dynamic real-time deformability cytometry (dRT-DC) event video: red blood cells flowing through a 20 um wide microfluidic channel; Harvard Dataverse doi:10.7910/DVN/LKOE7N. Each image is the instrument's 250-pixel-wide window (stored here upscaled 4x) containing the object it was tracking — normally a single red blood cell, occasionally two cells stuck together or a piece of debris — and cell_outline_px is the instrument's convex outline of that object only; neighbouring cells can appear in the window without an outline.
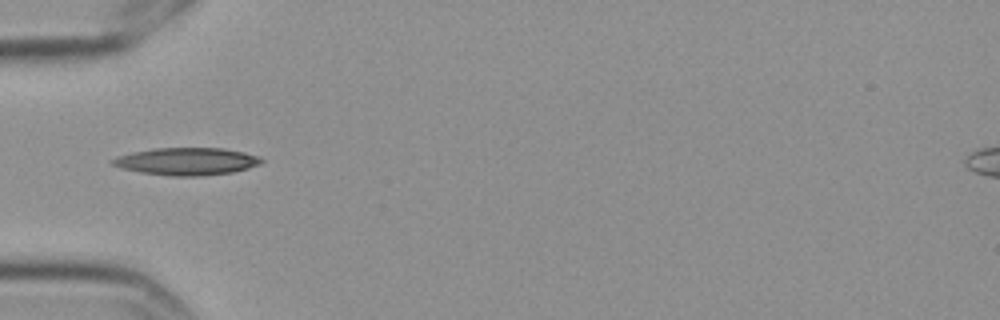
{"species": "Egyptian fruit bat (a non-hibernating species)", "species_latin": "Rousettus aegyptiacus", "temperature_condition": "cold", "stored_images_in_passage": 7, "camera_frame_rate_fps": 3000, "um_per_image_px": 0.085, "frame": {"image": 1, "passage_image": 1, "time_ms": 0.0, "image_size_px": [1000, 320], "cell_outline_px": [[264, 160], [260, 164], [248, 168], [232, 172], [200, 176], [172, 176], [140, 172], [120, 168], [112, 164], [112, 160], [120, 156], [132, 152], [156, 148], [224, 148], [244, 152], [260, 156]], "centroid_in_image_um": [15.91, 13.71], "position_along_channel_um": 69.1, "area_um2": 23.7}}
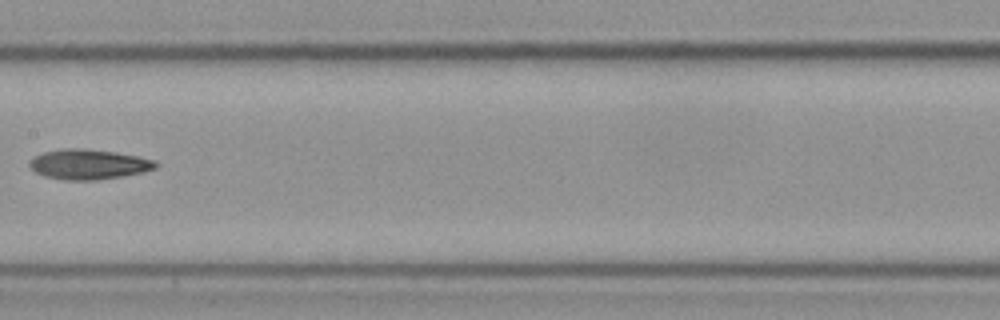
{"frame": {"image": 2, "passage_image": 4, "time_ms": 1.0, "image_size_px": [1000, 320], "cell_outline_px": [[160, 164], [156, 168], [144, 172], [96, 180], [64, 180], [44, 176], [36, 172], [28, 164], [28, 160], [44, 152], [64, 148], [84, 148], [116, 152], [136, 156], [152, 160]], "centroid_in_image_um": [7.52, 13.96], "position_along_channel_um": 199.9, "area_um2": 22.02}}
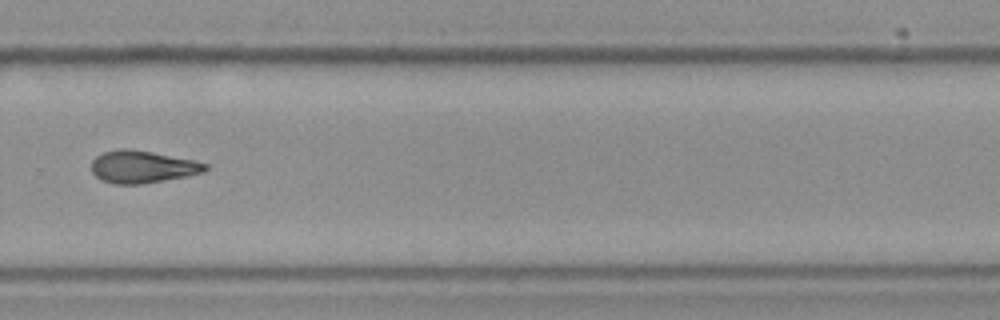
{"frame": {"image": 3, "passage_image": 7, "time_ms": 2.0, "image_size_px": [1000, 320], "cell_outline_px": [[208, 168], [204, 172], [184, 176], [140, 184], [112, 184], [100, 180], [92, 172], [92, 160], [96, 156], [104, 152], [120, 148], [128, 148], [152, 152], [196, 160], [208, 164]], "centroid_in_image_um": [12.09, 14.17], "position_along_channel_um": 317.7, "area_um2": 21.44}}